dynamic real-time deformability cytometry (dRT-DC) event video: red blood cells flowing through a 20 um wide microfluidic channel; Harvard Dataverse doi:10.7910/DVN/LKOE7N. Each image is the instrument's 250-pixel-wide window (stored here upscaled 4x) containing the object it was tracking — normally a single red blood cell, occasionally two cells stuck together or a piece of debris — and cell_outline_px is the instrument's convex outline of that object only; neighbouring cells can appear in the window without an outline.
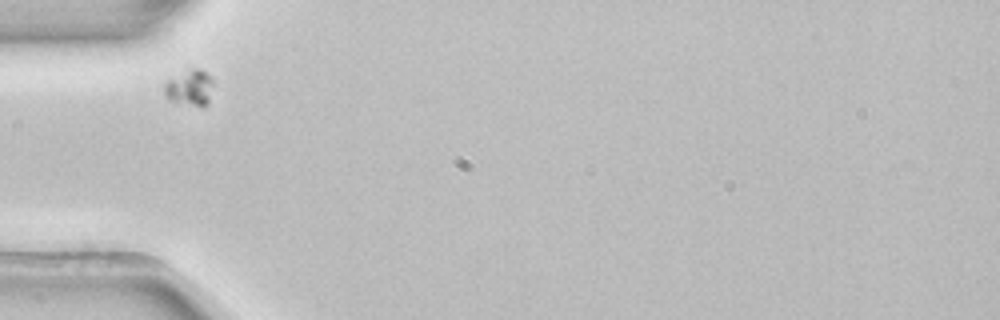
{"species": "common noctule bat (a hibernating species)", "species_latin": "Nyctalus noctula", "temperature_condition": "room temperature", "stored_images_in_passage": 3, "camera_frame_rate_fps": 3000, "um_per_image_px": 0.085, "animal": {"sex": "female", "body_mass_g": 22.7, "forearm_length_mm": 54.2}, "frame": {"image": 1, "passage_image": 1, "time_ms": 0.0, "image_size_px": [1000, 320], "cell_outline_px": [[212, 84], [208, 104], [204, 108], [168, 100], [164, 96], [164, 84], [168, 80], [192, 68], [200, 68], [212, 80]], "centroid_in_image_um": [16.11, 7.5], "position_along_channel_um": 68.9, "area_um2": 10.12}}